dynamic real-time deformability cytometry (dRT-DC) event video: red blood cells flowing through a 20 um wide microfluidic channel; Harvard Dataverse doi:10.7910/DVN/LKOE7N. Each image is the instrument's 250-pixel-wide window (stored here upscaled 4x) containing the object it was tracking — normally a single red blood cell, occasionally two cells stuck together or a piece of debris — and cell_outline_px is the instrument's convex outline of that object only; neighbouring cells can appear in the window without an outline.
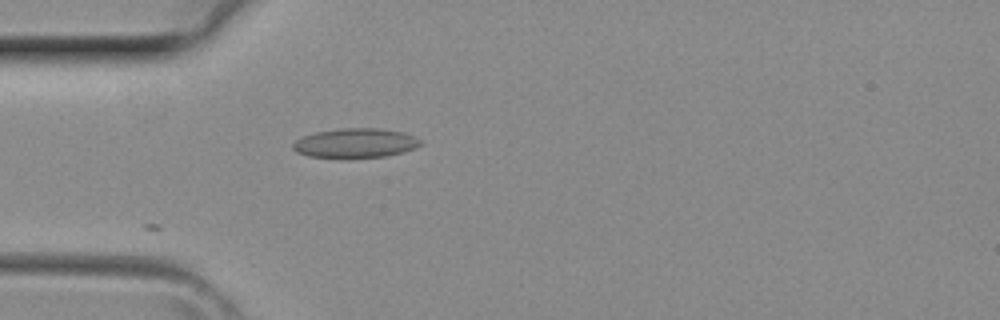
{"species": "common noctule bat (a hibernating species)", "species_latin": "Nyctalus noctula", "temperature_condition": "room temperature", "stored_images_in_passage": 5, "camera_frame_rate_fps": 3000, "um_per_image_px": 0.085, "animal": {"sex": "female", "body_mass_g": 29.2, "forearm_length_mm": 56.3}, "frame": {"image": 1, "passage_image": 4, "time_ms": 1.0, "image_size_px": [1000, 320], "cell_outline_px": [[424, 144], [416, 148], [384, 156], [308, 156], [296, 152], [292, 148], [292, 144], [296, 140], [304, 136], [316, 132], [340, 128], [376, 128], [404, 132], [420, 140]], "centroid_in_image_um": [30.22, 12.13], "position_along_channel_um": 54.8, "area_um2": 21.27}}